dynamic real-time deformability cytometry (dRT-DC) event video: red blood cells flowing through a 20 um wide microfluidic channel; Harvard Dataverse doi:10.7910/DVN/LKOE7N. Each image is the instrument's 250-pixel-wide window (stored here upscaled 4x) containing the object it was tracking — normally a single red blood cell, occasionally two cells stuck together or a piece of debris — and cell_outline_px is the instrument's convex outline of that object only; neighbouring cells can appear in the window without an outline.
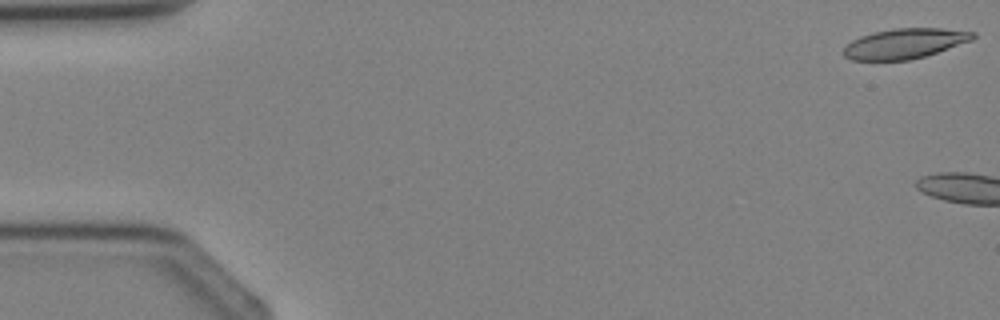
{"species": "Egyptian fruit bat (a non-hibernating species)", "species_latin": "Rousettus aegyptiacus", "temperature_condition": "cold", "stored_images_in_passage": 5, "camera_frame_rate_fps": 3000, "um_per_image_px": 0.085, "animal": {"sex": "female"}, "frame": {"image": 1, "passage_image": 1, "time_ms": 0.0, "image_size_px": [1000, 320], "cell_outline_px": [[976, 36], [972, 40], [924, 56], [908, 60], [852, 60], [844, 56], [844, 48], [852, 40], [860, 36], [876, 32], [896, 28], [944, 28], [976, 32]], "centroid_in_image_um": [76.92, 3.69], "position_along_channel_um": 8.1, "area_um2": 22.43}}
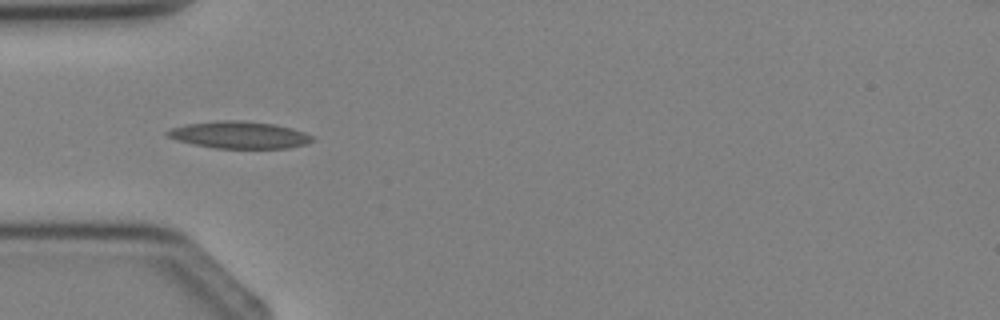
{"frame": {"image": 2, "passage_image": 4, "time_ms": 4.333, "image_size_px": [1000, 320], "cell_outline_px": [[316, 140], [308, 144], [288, 148], [216, 148], [176, 140], [168, 136], [164, 132], [172, 128], [184, 124], [216, 120], [244, 120], [276, 124], [292, 128], [304, 132], [312, 136]], "centroid_in_image_um": [20.38, 11.45], "position_along_channel_um": 64.6, "area_um2": 23.06}}
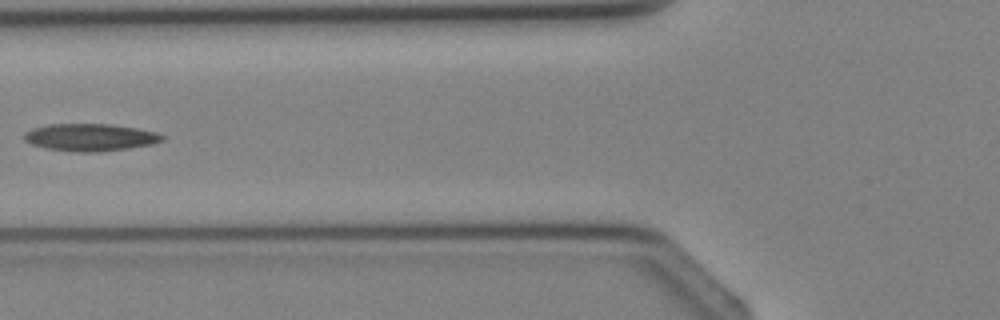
{"frame": {"image": 3, "passage_image": 5, "time_ms": 5.333, "image_size_px": [1000, 320], "cell_outline_px": [[164, 140], [152, 144], [128, 148], [96, 152], [72, 152], [44, 148], [32, 144], [24, 140], [24, 132], [32, 128], [48, 124], [108, 124], [136, 128], [156, 132], [164, 136]], "centroid_in_image_um": [7.63, 11.67], "position_along_channel_um": 118.2, "area_um2": 22.02}}